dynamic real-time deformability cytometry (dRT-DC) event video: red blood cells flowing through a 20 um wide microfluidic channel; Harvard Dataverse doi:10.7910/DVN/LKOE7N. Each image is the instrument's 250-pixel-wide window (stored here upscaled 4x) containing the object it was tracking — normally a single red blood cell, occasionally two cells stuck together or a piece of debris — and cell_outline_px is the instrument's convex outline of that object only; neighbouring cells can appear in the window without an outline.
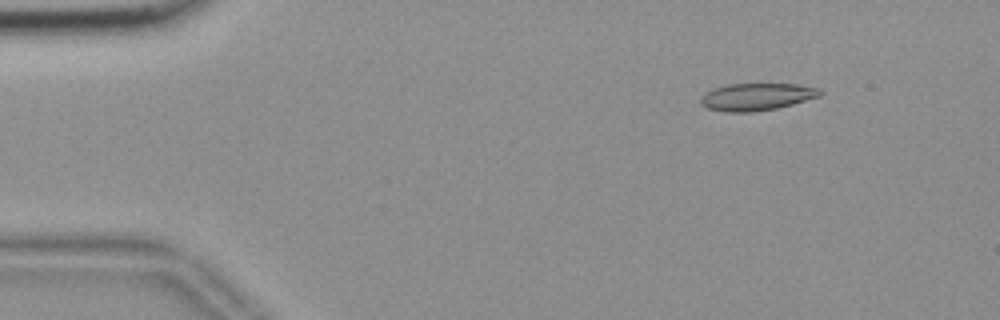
{"species": "common noctule bat (a hibernating species)", "species_latin": "Nyctalus noctula", "temperature_condition": "room temperature", "stored_images_in_passage": 55, "camera_frame_rate_fps": 3000, "um_per_image_px": 0.085, "animal": {"sex": "female", "body_mass_g": 18.4}, "frame": {"image": 1, "passage_image": 7, "time_ms": 2.0, "image_size_px": [1000, 320], "cell_outline_px": [[824, 92], [820, 96], [792, 104], [776, 108], [752, 112], [724, 112], [708, 108], [700, 104], [700, 96], [704, 92], [712, 88], [728, 84], [796, 84], [820, 88]], "centroid_in_image_um": [64.28, 8.22], "position_along_channel_um": 20.7, "area_um2": 19.13}}
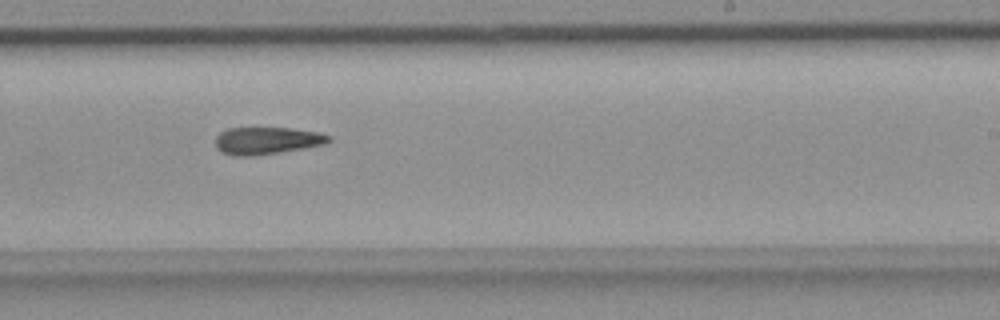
{"frame": {"image": 2, "passage_image": 34, "time_ms": 11.0, "image_size_px": [1000, 320], "cell_outline_px": [[332, 140], [324, 144], [252, 156], [232, 156], [216, 148], [216, 136], [220, 132], [228, 128], [288, 128], [320, 132], [332, 136]], "centroid_in_image_um": [22.68, 11.94], "position_along_channel_um": 266.3, "area_um2": 17.8}}
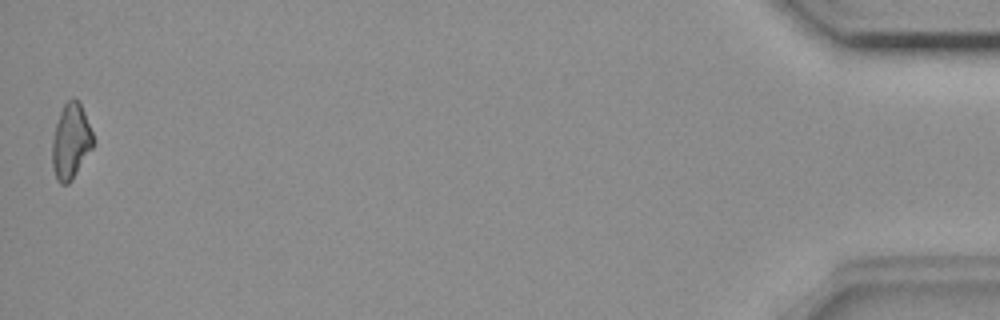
{"frame": {"image": 3, "passage_image": 55, "time_ms": 18.0, "image_size_px": [1000, 320], "cell_outline_px": [[92, 148], [72, 180], [68, 184], [60, 184], [56, 180], [52, 168], [52, 140], [56, 124], [60, 112], [64, 104], [72, 96], [80, 100], [92, 132]], "centroid_in_image_um": [6.0, 12.0], "position_along_channel_um": 429.2, "area_um2": 18.03}}